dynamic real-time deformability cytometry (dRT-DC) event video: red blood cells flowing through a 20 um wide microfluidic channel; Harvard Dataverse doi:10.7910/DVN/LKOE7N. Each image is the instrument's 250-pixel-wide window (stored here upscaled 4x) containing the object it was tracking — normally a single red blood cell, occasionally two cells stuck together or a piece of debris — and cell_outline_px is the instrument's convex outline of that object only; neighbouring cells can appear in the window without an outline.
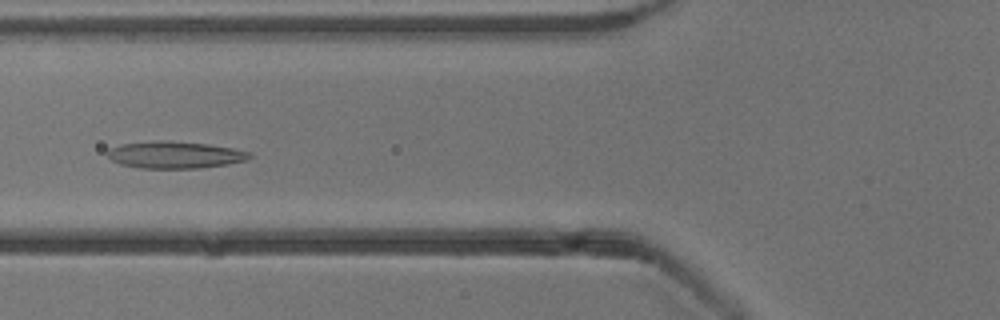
{"species": "common noctule bat (a hibernating species)", "species_latin": "Nyctalus noctula", "temperature_condition": "cold", "stored_images_in_passage": 40, "camera_frame_rate_fps": 3000, "um_per_image_px": 0.085, "animal": {"sex": "male", "body_mass_g": 13.3}, "frame": {"image": 1, "passage_image": 10, "time_ms": 3.0, "image_size_px": [1000, 320], "cell_outline_px": [[252, 156], [248, 160], [228, 164], [200, 168], [140, 168], [120, 164], [112, 160], [108, 156], [108, 148], [120, 144], [156, 140], [164, 140], [208, 144], [232, 148], [252, 152]], "centroid_in_image_um": [14.88, 13.16], "position_along_channel_um": 110.9, "area_um2": 22.48}}
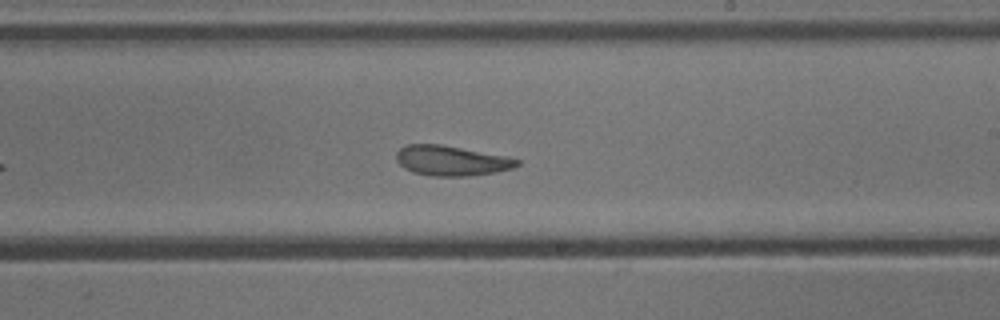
{"frame": {"image": 2, "passage_image": 21, "time_ms": 6.667, "image_size_px": [1000, 320], "cell_outline_px": [[520, 164], [512, 168], [496, 172], [468, 176], [432, 176], [412, 172], [404, 168], [396, 160], [396, 152], [404, 144], [440, 144], [508, 156], [520, 160]], "centroid_in_image_um": [38.36, 13.65], "position_along_channel_um": 250.6, "area_um2": 21.27}}
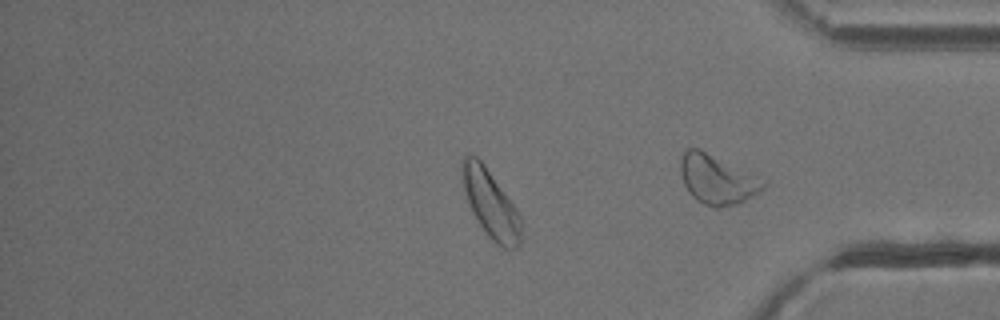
{"frame": {"image": 3, "passage_image": 31, "time_ms": 10.0, "image_size_px": [1000, 320], "cell_outline_px": [[520, 244], [516, 248], [504, 248], [496, 244], [484, 232], [472, 212], [468, 204], [464, 192], [460, 172], [460, 160], [464, 156], [476, 156], [484, 164], [516, 208], [520, 216]], "centroid_in_image_um": [41.65, 17.31], "position_along_channel_um": 393.5, "area_um2": 23.24}, "authors_computed_cell_mechanics": {"area_um2": 22.3108, "velocity_mm_per_s": 3.8132, "shape_relaxation_time_tau1_ms": null, "shape_relaxation_time_tau2_ms": 7.4468, "deformation_change_tau1": null, "deformation_change_tau2": 0.1588}}